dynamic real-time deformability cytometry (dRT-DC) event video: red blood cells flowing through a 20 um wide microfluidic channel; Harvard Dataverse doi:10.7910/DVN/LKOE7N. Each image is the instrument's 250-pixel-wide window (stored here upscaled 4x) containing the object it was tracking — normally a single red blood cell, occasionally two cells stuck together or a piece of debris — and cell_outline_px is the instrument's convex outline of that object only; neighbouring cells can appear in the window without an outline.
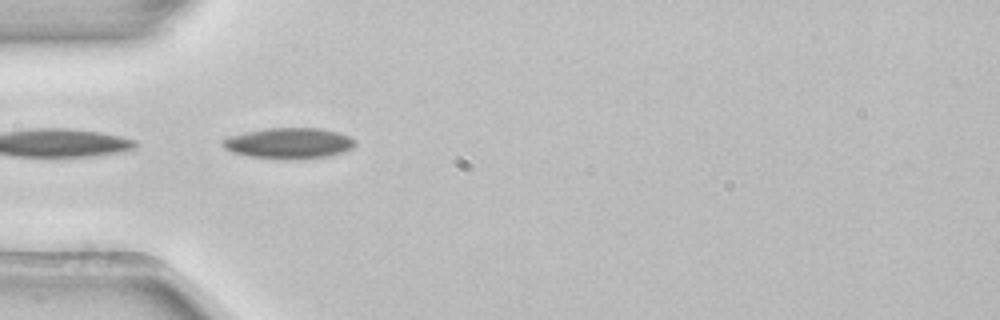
{"species": "common noctule bat (a hibernating species)", "species_latin": "Nyctalus noctula", "temperature_condition": "room temperature", "stored_images_in_passage": 3, "camera_frame_rate_fps": 3000, "um_per_image_px": 0.085, "animal": {"sex": "female", "body_mass_g": 22.7, "forearm_length_mm": 54.2}, "frame": {"image": 1, "passage_image": 3, "time_ms": 0.667, "image_size_px": [1000, 320], "cell_outline_px": [[356, 144], [352, 148], [328, 156], [296, 160], [288, 160], [248, 156], [232, 152], [224, 148], [220, 144], [228, 136], [244, 132], [264, 128], [320, 128], [336, 132], [348, 136], [356, 140]], "centroid_in_image_um": [24.52, 12.18], "position_along_channel_um": 60.5, "area_um2": 23.93}}